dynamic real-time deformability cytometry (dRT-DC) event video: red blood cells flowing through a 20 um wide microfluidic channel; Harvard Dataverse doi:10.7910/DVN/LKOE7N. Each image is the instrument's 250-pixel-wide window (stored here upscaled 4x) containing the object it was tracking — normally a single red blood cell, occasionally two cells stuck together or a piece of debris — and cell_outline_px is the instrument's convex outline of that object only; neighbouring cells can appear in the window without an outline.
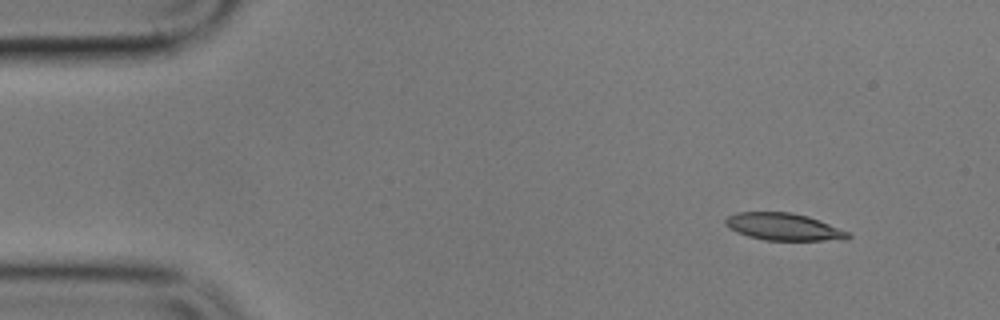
{"species": "common noctule bat (a hibernating species)", "species_latin": "Nyctalus noctula", "temperature_condition": "cold", "stored_images_in_passage": 6, "segment_of_instrument_passage": [1, 2], "camera_frame_rate_fps": 3000, "um_per_image_px": 0.085, "animal": {"sex": "male", "body_mass_g": 17.9}, "frame": {"image": 1, "passage_image": 2, "time_ms": 1.0, "image_size_px": [1000, 320], "cell_outline_px": [[852, 236], [848, 240], [764, 240], [748, 236], [736, 232], [728, 228], [724, 224], [724, 220], [728, 216], [736, 212], [792, 212], [808, 216], [820, 220], [848, 232]], "centroid_in_image_um": [66.59, 19.28], "position_along_channel_um": 18.4, "area_um2": 19.59}}